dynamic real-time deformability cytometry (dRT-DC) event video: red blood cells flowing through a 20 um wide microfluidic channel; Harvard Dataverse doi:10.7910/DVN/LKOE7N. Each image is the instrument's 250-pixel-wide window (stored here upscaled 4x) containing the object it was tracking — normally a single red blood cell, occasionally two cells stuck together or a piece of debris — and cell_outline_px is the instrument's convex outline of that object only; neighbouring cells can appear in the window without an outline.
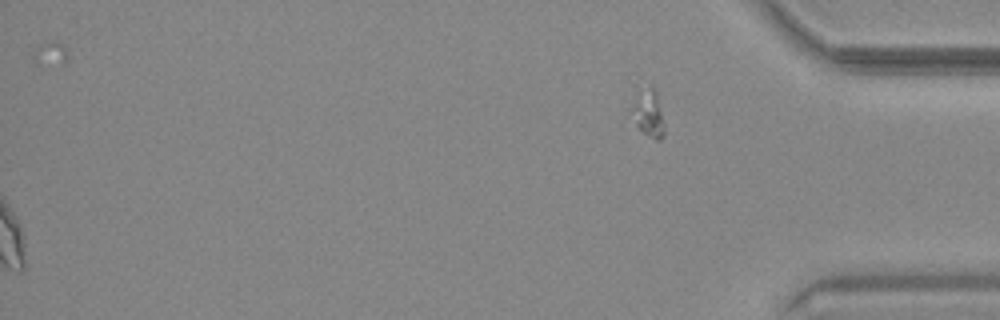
{"species": "common noctule bat (a hibernating species)", "species_latin": "Nyctalus noctula", "temperature_condition": "warm", "stored_images_in_passage": 46, "segment_of_instrument_passage": [2, 2], "camera_frame_rate_fps": 3000, "um_per_image_px": 0.085, "animal": {"sex": "male", "body_mass_g": 20.4}, "frame": {"image": 1, "passage_image": 46, "time_ms": 15.0, "image_size_px": [1000, 320], "cell_outline_px": [[664, 136], [660, 140], [656, 140], [624, 120], [632, 84], [652, 84], [656, 92], [664, 128]], "centroid_in_image_um": [54.83, 9.43], "position_along_channel_um": 380.4, "area_um2": 11.16}}